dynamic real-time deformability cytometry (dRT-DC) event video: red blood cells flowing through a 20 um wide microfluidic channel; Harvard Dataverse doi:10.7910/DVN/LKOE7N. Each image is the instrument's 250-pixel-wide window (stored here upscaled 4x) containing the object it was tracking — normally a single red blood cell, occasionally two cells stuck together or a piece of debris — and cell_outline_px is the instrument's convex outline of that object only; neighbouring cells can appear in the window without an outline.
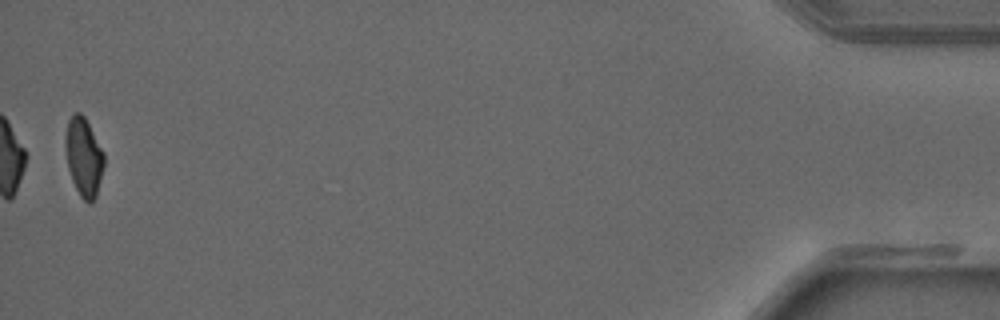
{"species": "common noctule bat (a hibernating species)", "species_latin": "Nyctalus noctula", "temperature_condition": "warm", "stored_images_in_passage": 41, "camera_frame_rate_fps": 3000, "um_per_image_px": 0.085, "animal": {"sex": "male", "forearm_length_mm": 52.5}, "frame": {"image": 1, "passage_image": 41, "time_ms": 13.333, "image_size_px": [1000, 320], "cell_outline_px": [[104, 164], [96, 196], [88, 204], [80, 196], [72, 180], [68, 168], [64, 144], [64, 136], [68, 120], [72, 112], [80, 112], [84, 116], [104, 152]], "centroid_in_image_um": [7.09, 13.3], "position_along_channel_um": 428.1, "area_um2": 17.74}}